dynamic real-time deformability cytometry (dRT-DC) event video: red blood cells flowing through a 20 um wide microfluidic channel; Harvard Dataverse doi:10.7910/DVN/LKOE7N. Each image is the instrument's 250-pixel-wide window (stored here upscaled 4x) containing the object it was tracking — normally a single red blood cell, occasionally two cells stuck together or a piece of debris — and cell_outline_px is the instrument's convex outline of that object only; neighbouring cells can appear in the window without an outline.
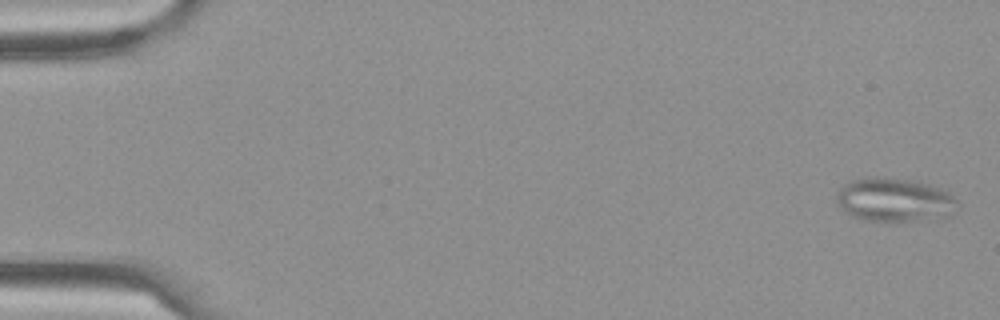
{"species": "Egyptian fruit bat (a non-hibernating species)", "species_latin": "Rousettus aegyptiacus", "temperature_condition": "cold", "stored_images_in_passage": 60, "segment_of_instrument_passage": [1, 2], "camera_frame_rate_fps": 3000, "um_per_image_px": 0.085, "frame": {"image": 1, "passage_image": 2, "time_ms": 0.333, "image_size_px": [1000, 320], "cell_outline_px": [[960, 204], [956, 212], [948, 216], [900, 224], [888, 224], [860, 220], [844, 212], [840, 208], [836, 200], [836, 192], [844, 184], [852, 180], [868, 176], [884, 176], [916, 180], [940, 188], [948, 192]], "centroid_in_image_um": [76.02, 17.03], "position_along_channel_um": 9.0, "area_um2": 32.43}}